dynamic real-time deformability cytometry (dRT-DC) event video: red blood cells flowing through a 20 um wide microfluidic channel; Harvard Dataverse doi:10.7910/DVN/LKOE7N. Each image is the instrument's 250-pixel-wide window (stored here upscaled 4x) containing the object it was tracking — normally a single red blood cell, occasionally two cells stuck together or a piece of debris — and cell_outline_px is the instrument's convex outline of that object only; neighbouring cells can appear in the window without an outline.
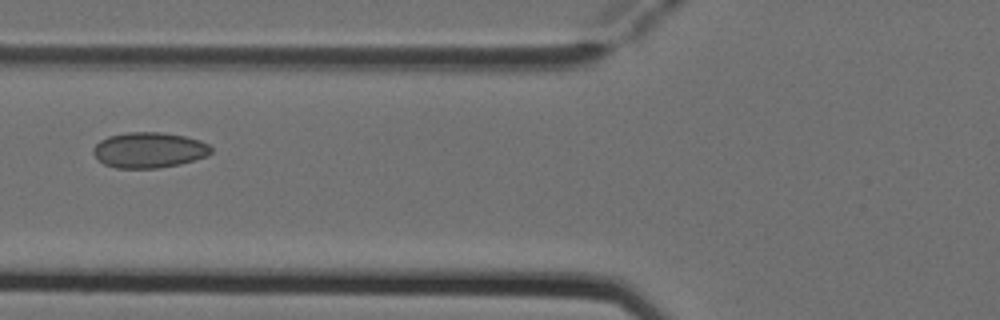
{"species": "Egyptian fruit bat (a non-hibernating species)", "species_latin": "Rousettus aegyptiacus", "temperature_condition": "cold", "stored_images_in_passage": 2, "camera_frame_rate_fps": 3000, "um_per_image_px": 0.085, "animal": {"sex": "female"}, "frame": {"image": 1, "passage_image": 2, "time_ms": 0.333, "image_size_px": [1000, 320], "cell_outline_px": [[212, 152], [208, 156], [180, 164], [156, 168], [116, 168], [104, 164], [92, 152], [92, 148], [100, 140], [108, 136], [128, 132], [160, 132], [184, 136], [200, 140], [208, 144], [212, 148]], "centroid_in_image_um": [12.68, 12.75], "position_along_channel_um": 113.1, "area_um2": 24.45}}